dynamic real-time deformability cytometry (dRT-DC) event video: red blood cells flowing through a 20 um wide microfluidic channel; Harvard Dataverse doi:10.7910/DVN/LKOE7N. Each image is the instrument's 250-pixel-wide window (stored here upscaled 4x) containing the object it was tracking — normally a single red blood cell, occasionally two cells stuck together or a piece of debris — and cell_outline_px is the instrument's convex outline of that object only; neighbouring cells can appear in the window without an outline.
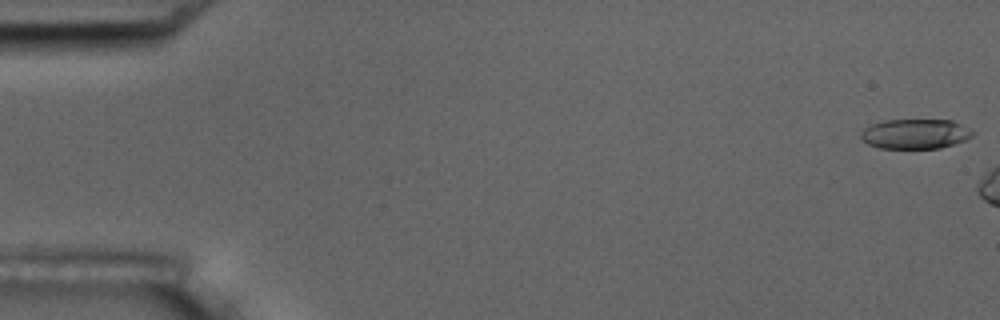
{"species": "common noctule bat (a hibernating species)", "species_latin": "Nyctalus noctula", "temperature_condition": "room temperature", "stored_images_in_passage": 3, "camera_frame_rate_fps": 3000, "um_per_image_px": 0.085, "animal": {"sex": "male", "body_mass_g": 17.5, "forearm_length_mm": 52.3}, "frame": {"image": 1, "passage_image": 1, "time_ms": 0.0, "image_size_px": [1000, 320], "cell_outline_px": [[972, 136], [964, 140], [940, 148], [880, 148], [868, 144], [860, 140], [860, 132], [864, 128], [872, 124], [884, 120], [952, 120], [960, 124], [972, 132]], "centroid_in_image_um": [77.71, 11.38], "position_along_channel_um": 7.3, "area_um2": 19.25}}